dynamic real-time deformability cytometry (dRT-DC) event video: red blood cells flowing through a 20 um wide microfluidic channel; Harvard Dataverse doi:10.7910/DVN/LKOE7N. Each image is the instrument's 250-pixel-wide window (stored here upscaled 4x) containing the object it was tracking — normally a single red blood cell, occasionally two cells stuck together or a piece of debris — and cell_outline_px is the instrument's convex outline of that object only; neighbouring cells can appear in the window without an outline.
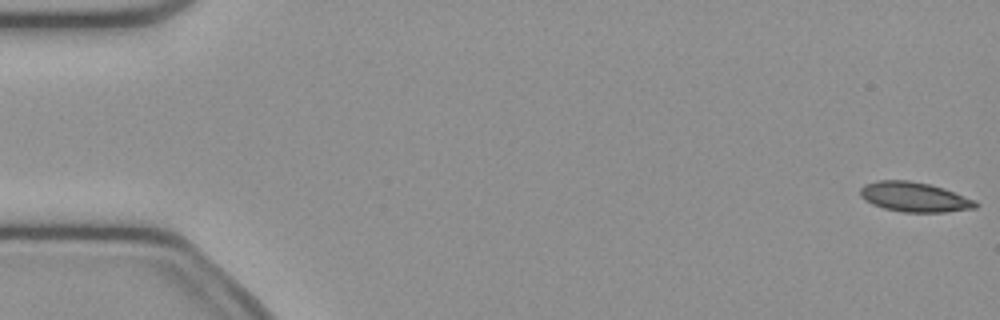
{"species": "common noctule bat (a hibernating species)", "species_latin": "Nyctalus noctula", "temperature_condition": "cold", "stored_images_in_passage": 53, "camera_frame_rate_fps": 3000, "um_per_image_px": 0.085, "animal": {"sex": "female", "body_mass_g": 21.9}, "frame": {"image": 1, "passage_image": 1, "time_ms": 0.0, "image_size_px": [1000, 320], "cell_outline_px": [[976, 208], [948, 212], [904, 212], [884, 208], [872, 204], [864, 200], [860, 196], [860, 188], [864, 184], [880, 180], [908, 180], [928, 184], [944, 188], [976, 200]], "centroid_in_image_um": [77.71, 16.74], "position_along_channel_um": 7.3, "area_um2": 20.0}}
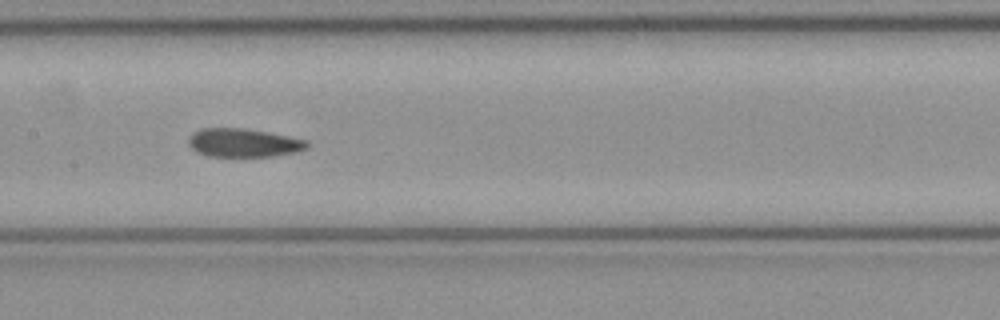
{"frame": {"image": 2, "passage_image": 26, "time_ms": 8.333, "image_size_px": [1000, 320], "cell_outline_px": [[308, 148], [296, 152], [272, 156], [208, 156], [196, 152], [188, 144], [188, 140], [200, 128], [244, 128], [308, 140]], "centroid_in_image_um": [20.71, 12.14], "position_along_channel_um": 186.7, "area_um2": 19.48}}
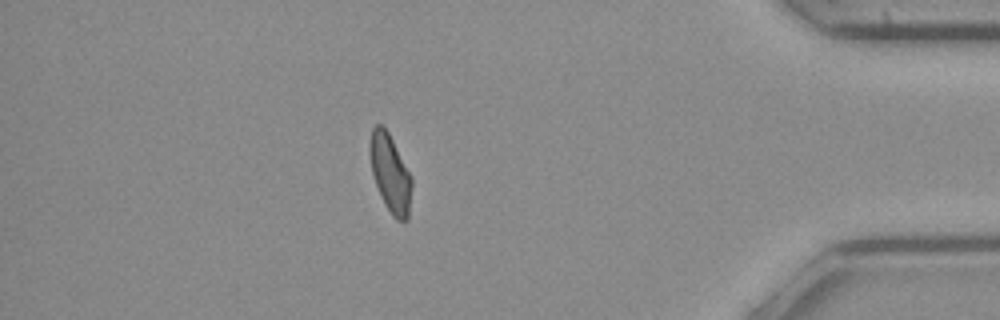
{"frame": {"image": 3, "passage_image": 46, "time_ms": 15.0, "image_size_px": [1000, 320], "cell_outline_px": [[412, 184], [408, 220], [396, 220], [392, 216], [384, 204], [376, 184], [372, 172], [368, 148], [372, 128], [376, 124], [380, 124], [388, 132], [412, 176]], "centroid_in_image_um": [33.17, 14.74], "position_along_channel_um": 402.0, "area_um2": 19.02}, "authors_computed_cell_mechanics": {"area_um2": 19.9988, "velocity_mm_per_s": 3.8929, "shape_relaxation_time_tau1_ms": null, "shape_relaxation_time_tau2_ms": 3.2066, "deformation_change_tau1": null, "deformation_change_tau2": 0.0844}}